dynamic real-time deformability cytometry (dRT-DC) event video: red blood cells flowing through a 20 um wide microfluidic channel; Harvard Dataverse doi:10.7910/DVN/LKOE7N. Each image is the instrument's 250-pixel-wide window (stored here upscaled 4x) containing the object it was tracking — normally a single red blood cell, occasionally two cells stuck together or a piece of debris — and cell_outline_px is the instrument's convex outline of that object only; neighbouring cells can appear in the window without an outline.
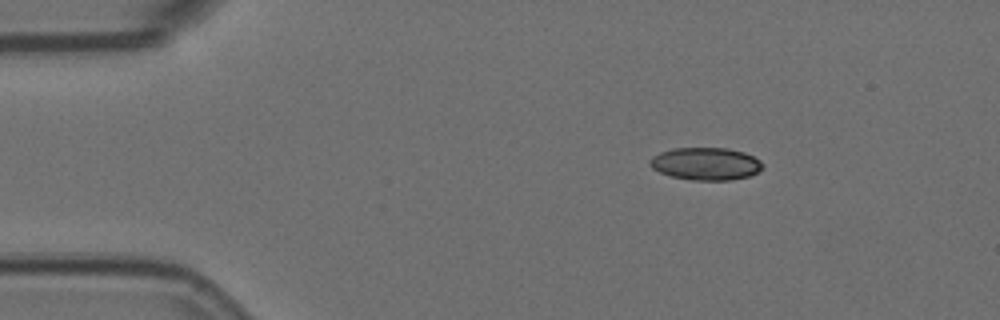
{"species": "Egyptian fruit bat (a non-hibernating species)", "species_latin": "Rousettus aegyptiacus", "temperature_condition": "room temperature", "stored_images_in_passage": 3, "camera_frame_rate_fps": 3000, "um_per_image_px": 0.085, "animal": {"sex": "female"}, "frame": {"image": 1, "passage_image": 1, "time_ms": 0.0, "image_size_px": [1000, 320], "cell_outline_px": [[764, 168], [760, 172], [748, 176], [732, 180], [692, 180], [672, 176], [660, 172], [652, 168], [648, 164], [648, 160], [652, 156], [660, 152], [672, 148], [728, 148], [744, 152], [760, 160], [764, 164]], "centroid_in_image_um": [60.0, 13.92], "position_along_channel_um": 25.0, "area_um2": 21.62}}